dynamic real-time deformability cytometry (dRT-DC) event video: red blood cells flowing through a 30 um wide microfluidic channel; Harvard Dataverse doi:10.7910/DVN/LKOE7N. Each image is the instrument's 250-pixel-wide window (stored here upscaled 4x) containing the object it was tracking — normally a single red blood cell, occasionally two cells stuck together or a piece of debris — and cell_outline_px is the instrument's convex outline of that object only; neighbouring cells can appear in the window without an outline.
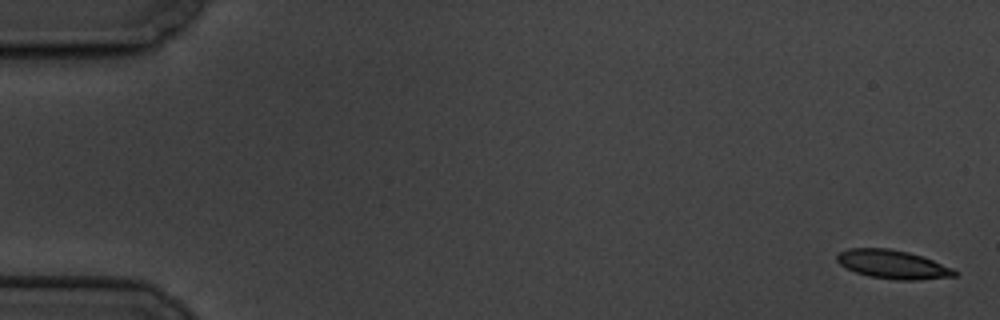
{"species": "common noctule bat (a hibernating species)", "species_latin": "Nyctalus noctula", "temperature_condition": "cold", "stored_images_in_passage": 6, "camera_frame_rate_fps": 3000, "um_per_image_px": 0.085, "animal": {"sex": "male", "body_mass_g": 19.5, "forearm_length_mm": 54.6}, "frame": {"image": 1, "passage_image": 1, "time_ms": 0.0, "image_size_px": [1000, 320], "cell_outline_px": [[960, 272], [956, 276], [920, 280], [896, 280], [868, 276], [856, 272], [840, 264], [836, 260], [836, 256], [840, 252], [848, 248], [888, 248], [908, 252], [924, 256], [952, 268]], "centroid_in_image_um": [75.92, 22.47], "position_along_channel_um": 9.1, "area_um2": 19.77}}
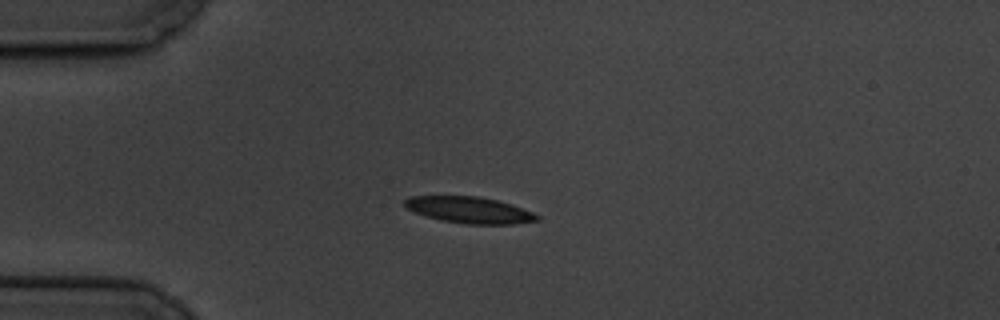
{"frame": {"image": 2, "passage_image": 5, "time_ms": 4.667, "image_size_px": [1000, 320], "cell_outline_px": [[540, 220], [516, 224], [468, 224], [440, 220], [416, 212], [408, 208], [404, 204], [404, 200], [408, 196], [476, 196], [496, 200], [512, 204], [532, 212], [540, 216]], "centroid_in_image_um": [39.93, 17.85], "position_along_channel_um": 45.1, "area_um2": 20.23}}